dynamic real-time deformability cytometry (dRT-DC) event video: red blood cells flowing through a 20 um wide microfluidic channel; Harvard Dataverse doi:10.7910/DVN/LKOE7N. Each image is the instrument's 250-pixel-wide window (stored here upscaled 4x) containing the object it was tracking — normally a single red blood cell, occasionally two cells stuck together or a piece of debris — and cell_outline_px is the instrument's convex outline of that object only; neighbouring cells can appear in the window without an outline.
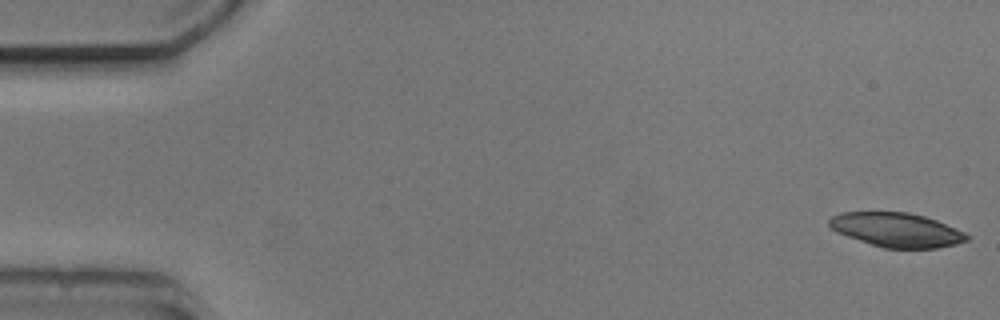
{"species": "common noctule bat (a hibernating species)", "species_latin": "Nyctalus noctula", "temperature_condition": "cold", "stored_images_in_passage": 4, "camera_frame_rate_fps": 3000, "um_per_image_px": 0.085, "animal": {"sex": "male", "body_mass_g": 20.5, "forearm_length_mm": 52.5}, "frame": {"image": 1, "passage_image": 1, "time_ms": 0.0, "image_size_px": [1000, 320], "cell_outline_px": [[972, 236], [968, 240], [956, 244], [936, 248], [884, 248], [836, 232], [828, 224], [828, 220], [832, 216], [840, 212], [908, 212], [924, 216], [936, 220], [956, 228]], "centroid_in_image_um": [76.23, 19.53], "position_along_channel_um": 8.8, "area_um2": 27.34}}